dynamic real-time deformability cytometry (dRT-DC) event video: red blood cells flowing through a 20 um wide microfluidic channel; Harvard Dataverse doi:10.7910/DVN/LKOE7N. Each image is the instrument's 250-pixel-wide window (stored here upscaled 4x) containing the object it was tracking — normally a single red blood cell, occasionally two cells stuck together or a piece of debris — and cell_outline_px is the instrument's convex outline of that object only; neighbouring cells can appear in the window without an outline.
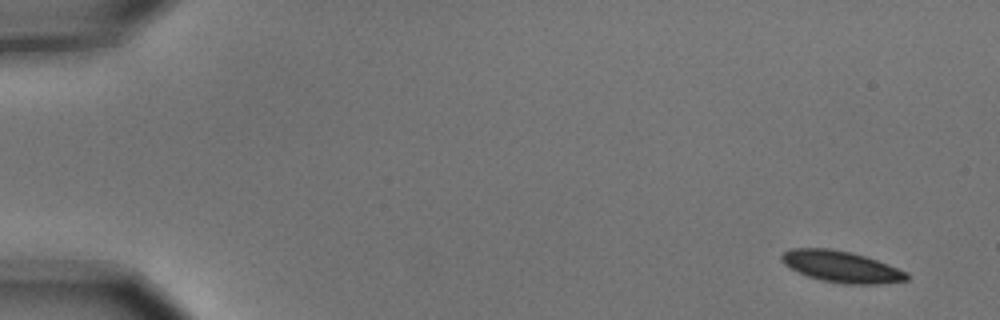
{"species": "common noctule bat (a hibernating species)", "species_latin": "Nyctalus noctula", "temperature_condition": "cold", "stored_images_in_passage": 4, "camera_frame_rate_fps": 3000, "um_per_image_px": 0.085, "animal": {"sex": "male", "body_mass_g": 15.6}, "frame": {"image": 1, "passage_image": 1, "time_ms": 0.0, "image_size_px": [1000, 320], "cell_outline_px": [[908, 280], [876, 284], [844, 284], [820, 280], [808, 276], [784, 264], [780, 260], [780, 256], [784, 252], [792, 248], [828, 248], [852, 252], [888, 264], [908, 272]], "centroid_in_image_um": [71.51, 22.66], "position_along_channel_um": 13.5, "area_um2": 22.77}}